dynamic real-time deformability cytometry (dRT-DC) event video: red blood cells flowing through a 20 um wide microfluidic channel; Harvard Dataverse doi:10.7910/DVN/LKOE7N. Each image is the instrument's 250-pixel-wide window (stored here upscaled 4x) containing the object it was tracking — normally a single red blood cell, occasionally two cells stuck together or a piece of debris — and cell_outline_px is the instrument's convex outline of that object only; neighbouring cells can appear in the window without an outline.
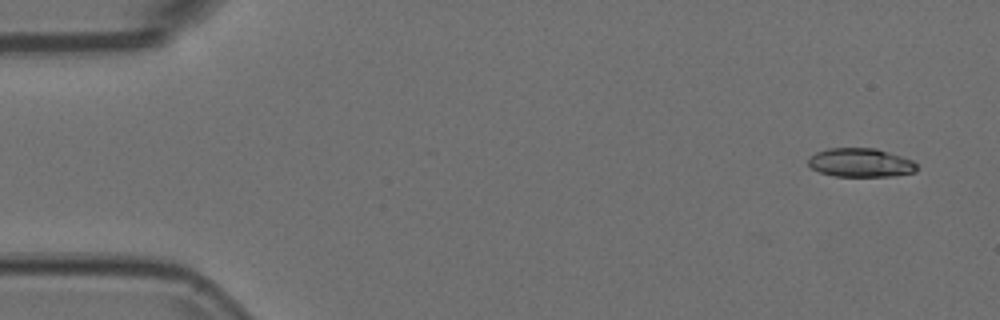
{"species": "Egyptian fruit bat (a non-hibernating species)", "species_latin": "Rousettus aegyptiacus", "temperature_condition": "room temperature", "stored_images_in_passage": 55, "camera_frame_rate_fps": 3000, "um_per_image_px": 0.085, "animal": {"sex": "female"}, "frame": {"image": 1, "passage_image": 3, "time_ms": 0.667, "image_size_px": [1000, 320], "cell_outline_px": [[916, 172], [892, 176], [836, 176], [820, 172], [812, 168], [808, 164], [808, 156], [816, 152], [828, 148], [876, 148], [912, 160], [916, 164]], "centroid_in_image_um": [73.12, 13.82], "position_along_channel_um": 11.9, "area_um2": 18.15}}
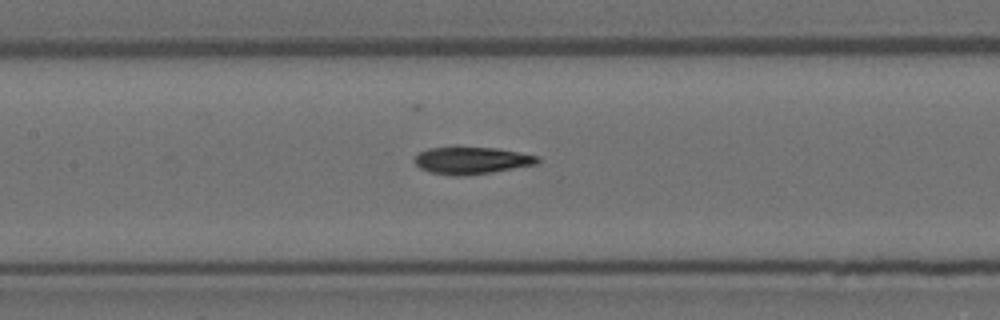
{"frame": {"image": 2, "passage_image": 25, "time_ms": 8.0, "image_size_px": [1000, 320], "cell_outline_px": [[540, 160], [536, 164], [492, 172], [464, 176], [456, 176], [428, 172], [420, 168], [416, 164], [416, 156], [420, 152], [428, 148], [456, 144], [496, 148], [540, 156]], "centroid_in_image_um": [40.06, 13.6], "position_along_channel_um": 167.3, "area_um2": 20.11}}
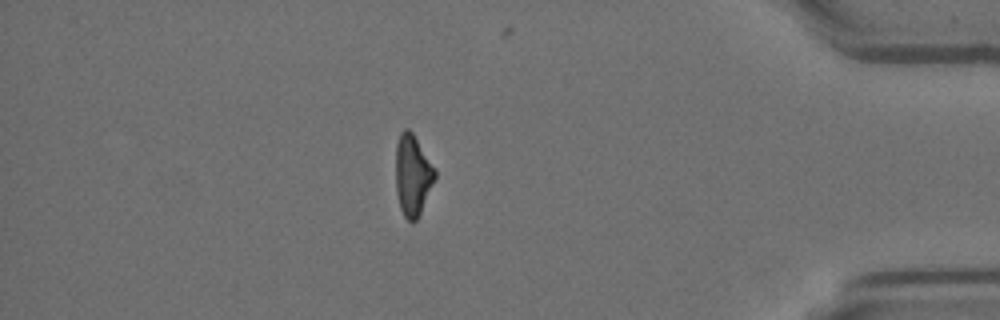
{"frame": {"image": 3, "passage_image": 47, "time_ms": 15.333, "image_size_px": [1000, 320], "cell_outline_px": [[436, 176], [420, 212], [416, 220], [412, 224], [404, 216], [400, 208], [396, 192], [396, 144], [400, 132], [404, 128], [408, 128], [412, 132], [436, 168]], "centroid_in_image_um": [35.06, 14.86], "position_along_channel_um": 400.1, "area_um2": 18.5}}